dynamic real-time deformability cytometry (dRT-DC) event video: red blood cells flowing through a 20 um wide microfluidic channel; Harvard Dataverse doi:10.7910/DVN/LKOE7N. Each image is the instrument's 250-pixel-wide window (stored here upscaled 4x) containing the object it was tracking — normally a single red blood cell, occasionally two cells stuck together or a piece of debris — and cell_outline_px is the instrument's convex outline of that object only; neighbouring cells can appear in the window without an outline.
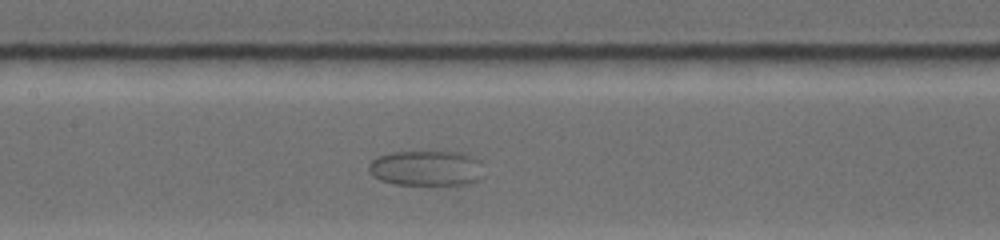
{"species": "common noctule bat (a hibernating species)", "species_latin": "Nyctalus noctula", "temperature_condition": "warm", "stored_images_in_passage": 44, "camera_frame_rate_fps": 4500, "um_per_image_px": 0.085, "animal": {"sex": "female", "body_mass_g": 19.0, "forearm_length_mm": 53.3}, "frame": {"image": 1, "passage_image": 22, "time_ms": 5.778, "image_size_px": [1000, 240], "cell_outline_px": [[484, 176], [480, 180], [472, 184], [448, 188], [392, 184], [380, 180], [372, 176], [368, 172], [368, 164], [372, 160], [380, 156], [392, 152], [460, 152], [472, 156], [480, 160]], "centroid_in_image_um": [36.31, 14.37], "position_along_channel_um": 171.1, "area_um2": 25.09}}
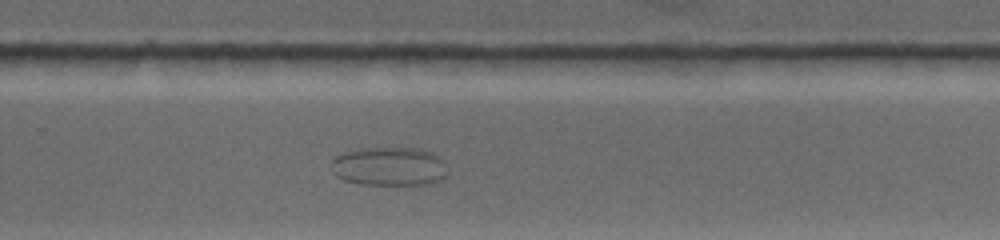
{"frame": {"image": 2, "passage_image": 35, "time_ms": 9.556, "image_size_px": [1000, 240], "cell_outline_px": [[448, 176], [432, 184], [360, 184], [344, 180], [336, 176], [332, 172], [332, 160], [336, 156], [344, 152], [360, 148], [412, 148], [428, 152], [436, 156], [440, 160], [448, 172]], "centroid_in_image_um": [33.05, 14.16], "position_along_channel_um": 296.8, "area_um2": 26.07}}
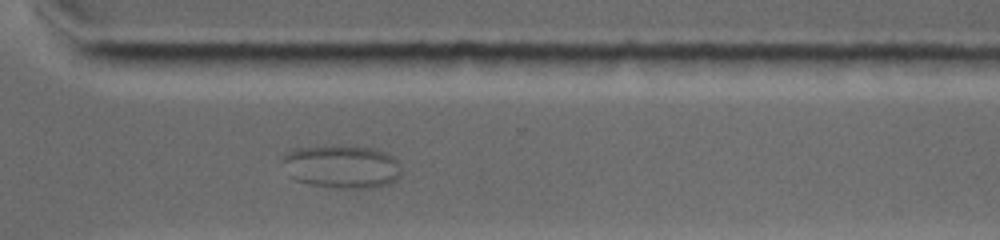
{"frame": {"image": 3, "passage_image": 38, "time_ms": 10.889, "image_size_px": [1000, 240], "cell_outline_px": [[400, 176], [396, 180], [388, 184], [376, 188], [340, 188], [308, 184], [292, 180], [288, 176], [280, 160], [288, 152], [296, 148], [332, 144], [336, 144], [372, 148], [388, 152], [400, 164]], "centroid_in_image_um": [29.02, 14.15], "position_along_channel_um": 341.6, "area_um2": 30.75}}